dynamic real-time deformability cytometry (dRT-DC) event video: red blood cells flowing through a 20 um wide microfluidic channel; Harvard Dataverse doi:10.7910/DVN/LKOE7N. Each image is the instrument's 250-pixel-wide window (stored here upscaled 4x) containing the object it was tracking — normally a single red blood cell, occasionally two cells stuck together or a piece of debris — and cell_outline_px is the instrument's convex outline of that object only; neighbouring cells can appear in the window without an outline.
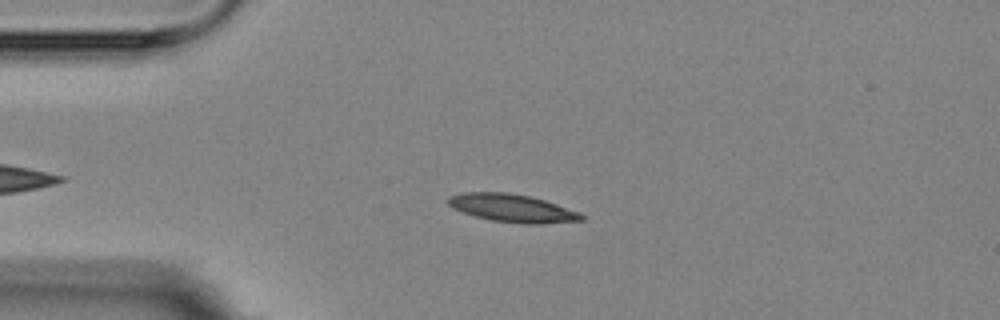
{"species": "Egyptian fruit bat (a non-hibernating species)", "species_latin": "Rousettus aegyptiacus", "temperature_condition": "room temperature", "stored_images_in_passage": 2, "camera_frame_rate_fps": 3000, "um_per_image_px": 0.085, "animal": {"sex": "female"}, "frame": {"image": 1, "passage_image": 2, "time_ms": 1.0, "image_size_px": [1000, 320], "cell_outline_px": [[584, 220], [540, 224], [524, 224], [492, 220], [476, 216], [452, 208], [448, 204], [448, 196], [460, 192], [508, 192], [528, 196], [544, 200], [580, 212], [584, 216]], "centroid_in_image_um": [43.53, 17.68], "position_along_channel_um": 41.5, "area_um2": 21.62}}